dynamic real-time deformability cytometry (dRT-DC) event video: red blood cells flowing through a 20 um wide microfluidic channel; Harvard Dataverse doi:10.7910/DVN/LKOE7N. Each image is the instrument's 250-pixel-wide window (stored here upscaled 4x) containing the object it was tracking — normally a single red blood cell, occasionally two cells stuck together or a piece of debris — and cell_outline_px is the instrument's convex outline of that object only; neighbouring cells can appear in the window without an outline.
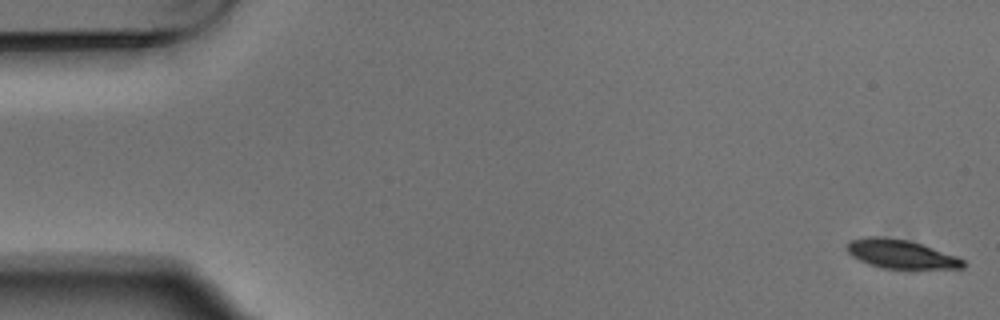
{"species": "Egyptian fruit bat (a non-hibernating species)", "species_latin": "Rousettus aegyptiacus", "temperature_condition": "warm", "stored_images_in_passage": 6, "segment_of_instrument_passage": [1, 2], "camera_frame_rate_fps": 3000, "um_per_image_px": 0.085, "animal": {"sex": "male"}, "frame": {"image": 1, "passage_image": 1, "time_ms": 0.0, "image_size_px": [1000, 320], "cell_outline_px": [[964, 268], [880, 268], [868, 264], [852, 256], [844, 248], [848, 240], [864, 236], [884, 236], [908, 240], [956, 256], [964, 260]], "centroid_in_image_um": [76.47, 21.57], "position_along_channel_um": 8.5, "area_um2": 19.48}}
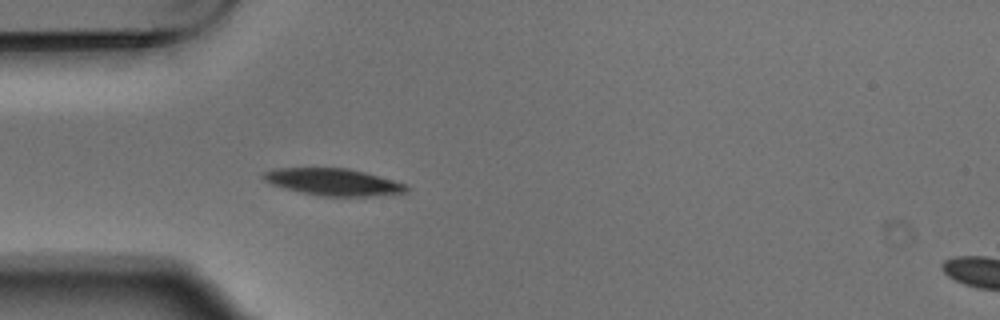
{"frame": {"image": 2, "passage_image": 5, "time_ms": 1.333, "image_size_px": [1000, 320], "cell_outline_px": [[408, 192], [368, 196], [320, 196], [272, 184], [264, 180], [260, 176], [264, 172], [276, 168], [348, 168], [364, 172], [392, 180], [404, 184], [408, 188]], "centroid_in_image_um": [28.31, 15.46], "position_along_channel_um": 56.7, "area_um2": 22.02}}